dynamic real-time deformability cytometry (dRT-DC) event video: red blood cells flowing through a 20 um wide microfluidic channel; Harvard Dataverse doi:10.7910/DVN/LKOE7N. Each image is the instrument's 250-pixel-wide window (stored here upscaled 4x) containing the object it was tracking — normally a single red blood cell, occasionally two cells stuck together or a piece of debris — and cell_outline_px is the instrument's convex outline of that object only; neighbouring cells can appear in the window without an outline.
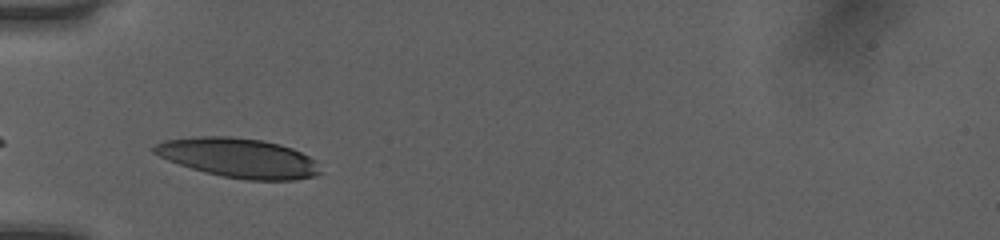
{"species": "human", "species_latin": "Homo sapiens", "temperature_condition": "room temperature", "stored_images_in_passage": 28, "camera_frame_rate_fps": 3000, "um_per_image_px": 0.085, "donor": {"sex": "female"}, "frame": {"image": 1, "passage_image": 1, "time_ms": 0.0, "image_size_px": [1000, 240], "cell_outline_px": [[324, 172], [316, 176], [296, 180], [244, 180], [204, 172], [168, 160], [152, 152], [152, 148], [156, 144], [164, 140], [200, 136], [228, 136], [260, 140], [280, 144], [292, 148], [316, 160]], "centroid_in_image_um": [20.33, 13.43], "position_along_channel_um": 64.7, "area_um2": 38.26}}
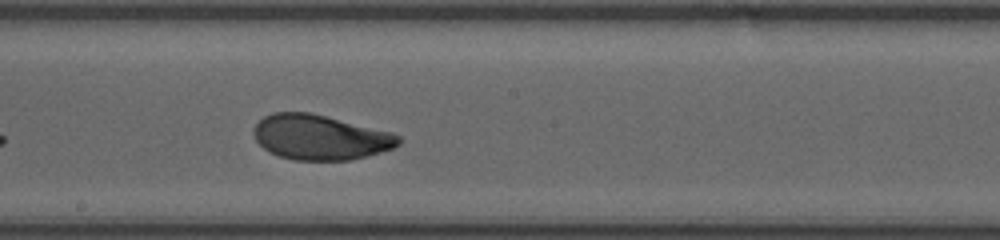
{"frame": {"image": 2, "passage_image": 13, "time_ms": 4.0, "image_size_px": [1000, 240], "cell_outline_px": [[404, 140], [400, 144], [392, 148], [368, 156], [348, 160], [296, 160], [280, 156], [268, 152], [256, 140], [252, 132], [252, 128], [264, 116], [272, 112], [312, 112], [392, 132], [400, 136]], "centroid_in_image_um": [27.22, 11.66], "position_along_channel_um": 221.0, "area_um2": 38.26}}
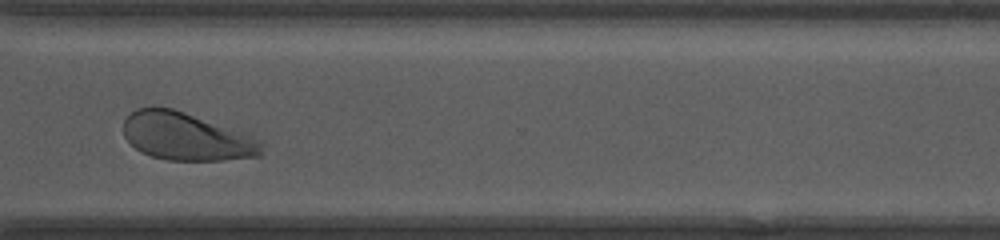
{"frame": {"image": 3, "passage_image": 23, "time_ms": 7.333, "image_size_px": [1000, 240], "cell_outline_px": [[264, 140], [260, 156], [224, 160], [168, 160], [152, 156], [140, 152], [124, 136], [124, 120], [136, 108], [172, 108], [248, 132]], "centroid_in_image_um": [15.93, 11.61], "position_along_channel_um": 354.7, "area_um2": 38.78}, "authors_computed_cell_mechanics": {"area_um2": 38.5237, "velocity_mm_per_s": 4.0189, "shape_relaxation_time_tau1_ms": 2.7894, "shape_relaxation_time_tau2_ms": 0.9038, "deformation_change_tau1": 0.1448, "deformation_change_tau2": 0.0594}}